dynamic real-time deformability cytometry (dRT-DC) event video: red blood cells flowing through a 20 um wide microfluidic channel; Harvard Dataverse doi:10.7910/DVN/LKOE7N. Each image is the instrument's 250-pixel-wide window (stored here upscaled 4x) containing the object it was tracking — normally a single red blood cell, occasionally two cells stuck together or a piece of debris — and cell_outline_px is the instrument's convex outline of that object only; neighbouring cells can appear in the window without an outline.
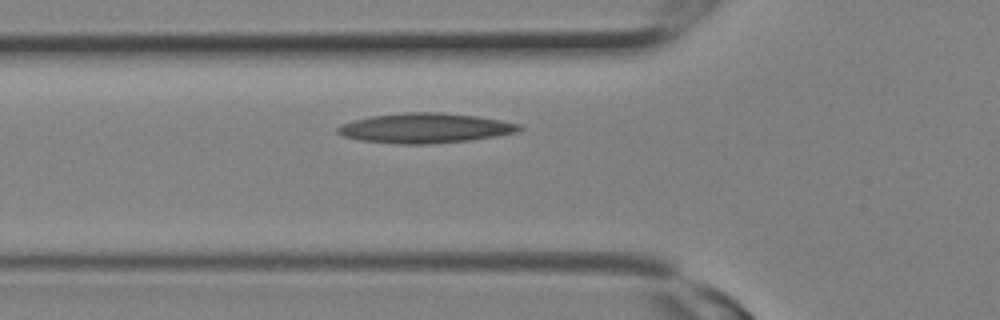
{"species": "Egyptian fruit bat (a non-hibernating species)", "species_latin": "Rousettus aegyptiacus", "temperature_condition": "room temperature", "stored_images_in_passage": 17, "camera_frame_rate_fps": 3000, "um_per_image_px": 0.085, "animal": {"sex": "female"}, "frame": {"image": 1, "passage_image": 4, "time_ms": 1.0, "image_size_px": [1000, 320], "cell_outline_px": [[524, 128], [516, 132], [496, 136], [468, 140], [432, 144], [400, 144], [360, 140], [344, 136], [336, 132], [336, 128], [340, 124], [352, 120], [368, 116], [404, 112], [440, 112], [476, 116], [500, 120], [520, 124]], "centroid_in_image_um": [36.09, 10.88], "position_along_channel_um": 89.7, "area_um2": 31.73}}
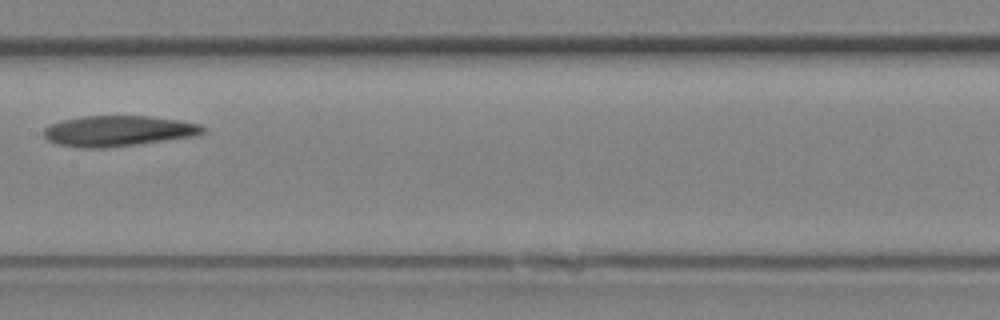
{"frame": {"image": 2, "passage_image": 8, "time_ms": 2.333, "image_size_px": [1000, 320], "cell_outline_px": [[208, 128], [204, 132], [196, 136], [108, 148], [80, 148], [56, 144], [48, 140], [44, 136], [44, 128], [60, 120], [80, 116], [148, 116], [180, 120], [200, 124]], "centroid_in_image_um": [10.05, 11.13], "position_along_channel_um": 197.3, "area_um2": 28.67}}
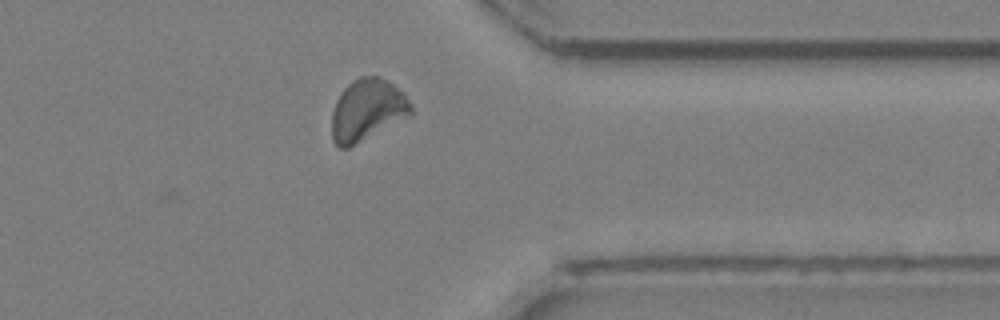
{"frame": {"image": 3, "passage_image": 15, "time_ms": 4.667, "image_size_px": [1000, 320], "cell_outline_px": [[412, 112], [408, 116], [348, 148], [340, 148], [332, 140], [332, 112], [336, 100], [340, 92], [352, 80], [360, 76], [376, 76], [388, 80], [404, 92], [412, 104]], "centroid_in_image_um": [31.2, 9.32], "position_along_channel_um": 380.2, "area_um2": 28.44}}